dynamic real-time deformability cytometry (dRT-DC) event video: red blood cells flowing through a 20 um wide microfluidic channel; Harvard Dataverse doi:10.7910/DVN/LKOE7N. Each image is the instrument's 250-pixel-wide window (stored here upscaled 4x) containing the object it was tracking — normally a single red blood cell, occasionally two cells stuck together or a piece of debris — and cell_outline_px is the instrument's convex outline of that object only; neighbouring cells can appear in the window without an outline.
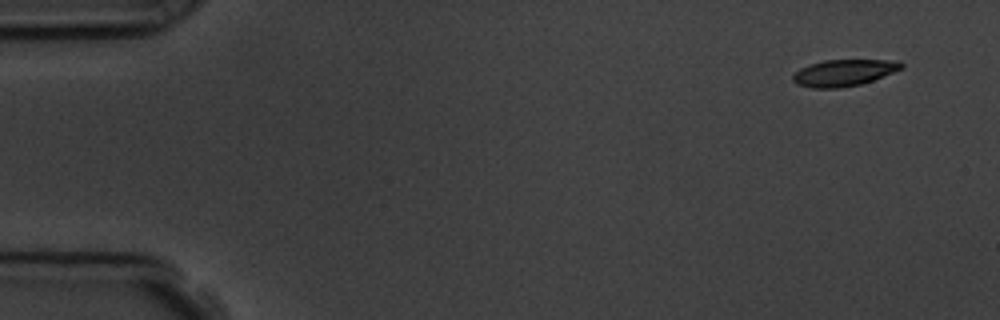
{"species": "common noctule bat (a hibernating species)", "species_latin": "Nyctalus noctula", "temperature_condition": "room temperature", "stored_images_in_passage": 9, "camera_frame_rate_fps": 3000, "um_per_image_px": 0.085, "animal": {"sex": "male", "body_mass_g": 19.5, "forearm_length_mm": 54.6}, "frame": {"image": 1, "passage_image": 1, "time_ms": 0.0, "image_size_px": [1000, 320], "cell_outline_px": [[904, 68], [872, 80], [860, 84], [840, 88], [812, 88], [796, 84], [792, 80], [792, 76], [800, 68], [808, 64], [824, 60], [900, 60], [904, 64]], "centroid_in_image_um": [71.72, 6.18], "position_along_channel_um": 13.3, "area_um2": 16.88}}